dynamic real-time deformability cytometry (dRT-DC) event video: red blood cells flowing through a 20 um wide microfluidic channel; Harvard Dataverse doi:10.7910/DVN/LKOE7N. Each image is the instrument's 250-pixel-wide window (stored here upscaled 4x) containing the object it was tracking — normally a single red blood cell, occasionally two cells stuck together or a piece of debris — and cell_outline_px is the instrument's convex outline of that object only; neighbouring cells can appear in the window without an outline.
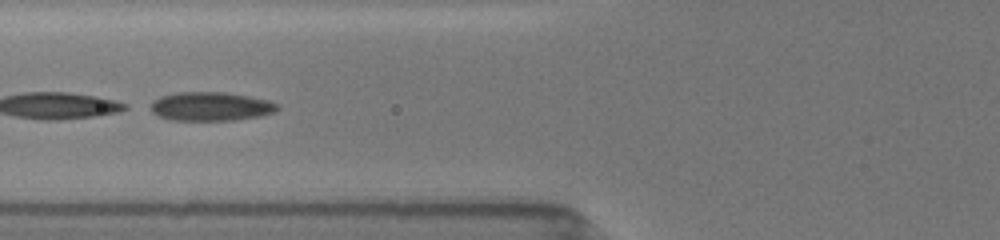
{"species": "common noctule bat (a hibernating species)", "species_latin": "Nyctalus noctula", "temperature_condition": "room temperature", "stored_images_in_passage": 13, "camera_frame_rate_fps": 3000, "um_per_image_px": 0.085, "animal": {"sex": "female", "body_mass_g": 19.5, "forearm_length_mm": 54.1}, "frame": {"image": 1, "passage_image": 12, "time_ms": 2.0, "image_size_px": [1000, 240], "cell_outline_px": [[280, 108], [276, 112], [260, 116], [236, 120], [172, 120], [156, 116], [152, 112], [152, 100], [160, 96], [176, 92], [224, 92], [248, 96], [268, 100], [280, 104]], "centroid_in_image_um": [17.94, 9.05], "position_along_channel_um": 107.9, "area_um2": 21.5}}